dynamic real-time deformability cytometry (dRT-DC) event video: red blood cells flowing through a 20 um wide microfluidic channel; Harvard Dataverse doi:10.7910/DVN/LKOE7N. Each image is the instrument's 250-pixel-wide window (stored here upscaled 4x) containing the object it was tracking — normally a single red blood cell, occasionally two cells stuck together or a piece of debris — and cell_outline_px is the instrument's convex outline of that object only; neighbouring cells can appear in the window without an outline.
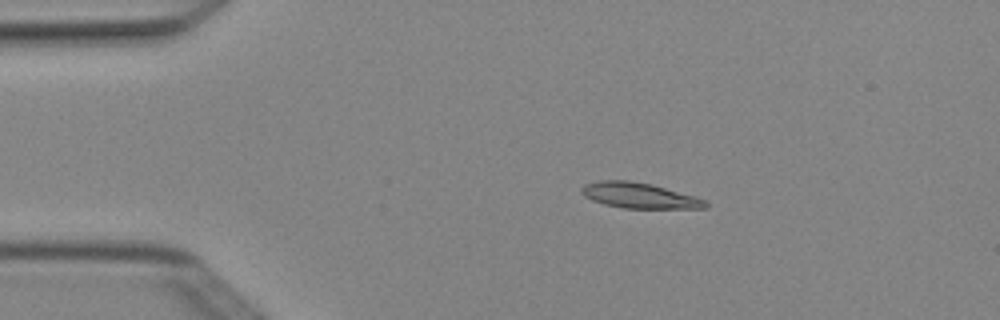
{"species": "Egyptian fruit bat (a non-hibernating species)", "species_latin": "Rousettus aegyptiacus", "temperature_condition": "cold", "stored_images_in_passage": 3, "camera_frame_rate_fps": 3000, "um_per_image_px": 0.085, "animal": {"sex": "female"}, "frame": {"image": 1, "passage_image": 2, "time_ms": 0.333, "image_size_px": [1000, 320], "cell_outline_px": [[708, 208], [624, 208], [604, 204], [592, 200], [584, 196], [580, 192], [580, 188], [584, 184], [600, 180], [628, 180], [652, 184], [696, 196], [704, 200], [708, 204]], "centroid_in_image_um": [54.32, 16.61], "position_along_channel_um": 30.7, "area_um2": 18.5}}